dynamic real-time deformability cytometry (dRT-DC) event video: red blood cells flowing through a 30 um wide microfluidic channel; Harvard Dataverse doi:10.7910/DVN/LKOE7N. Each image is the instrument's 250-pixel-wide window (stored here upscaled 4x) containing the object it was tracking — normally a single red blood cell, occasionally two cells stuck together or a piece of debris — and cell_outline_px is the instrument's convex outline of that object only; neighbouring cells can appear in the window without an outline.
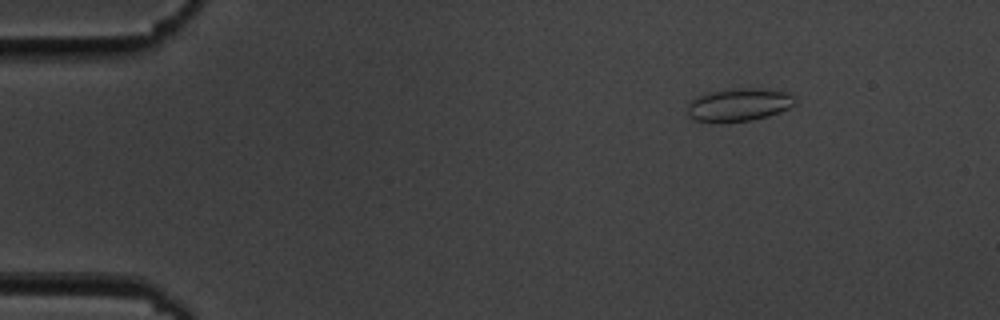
{"species": "common noctule bat (a hibernating species)", "species_latin": "Nyctalus noctula", "temperature_condition": "cold", "stored_images_in_passage": 56, "camera_frame_rate_fps": 3000, "um_per_image_px": 0.085, "animal": {"sex": "male", "body_mass_g": 19.5, "forearm_length_mm": 54.6}, "frame": {"image": 1, "passage_image": 8, "time_ms": 2.333, "image_size_px": [1000, 320], "cell_outline_px": [[796, 104], [780, 112], [768, 116], [752, 120], [696, 120], [688, 116], [688, 104], [692, 100], [708, 92], [736, 88], [756, 88], [788, 92], [796, 100]], "centroid_in_image_um": [62.86, 8.87], "position_along_channel_um": 22.1, "area_um2": 20.06}}
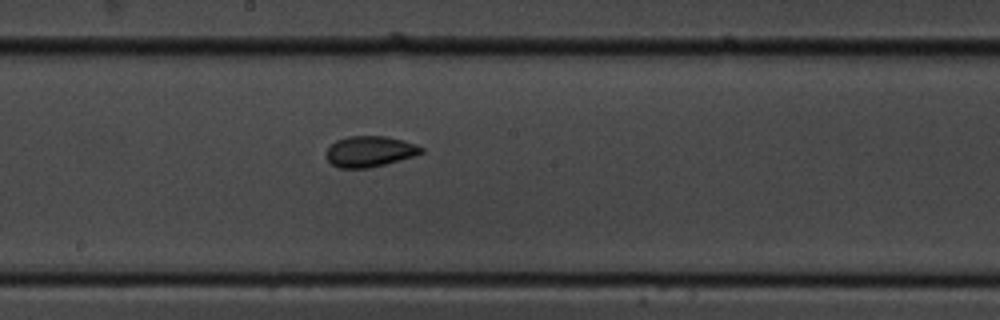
{"frame": {"image": 2, "passage_image": 31, "time_ms": 10.0, "image_size_px": [1000, 320], "cell_outline_px": [[424, 152], [412, 156], [384, 164], [368, 168], [340, 168], [332, 164], [324, 156], [324, 152], [336, 140], [348, 136], [388, 136], [404, 140], [416, 144], [424, 148]], "centroid_in_image_um": [31.4, 12.86], "position_along_channel_um": 216.8, "area_um2": 17.11}}
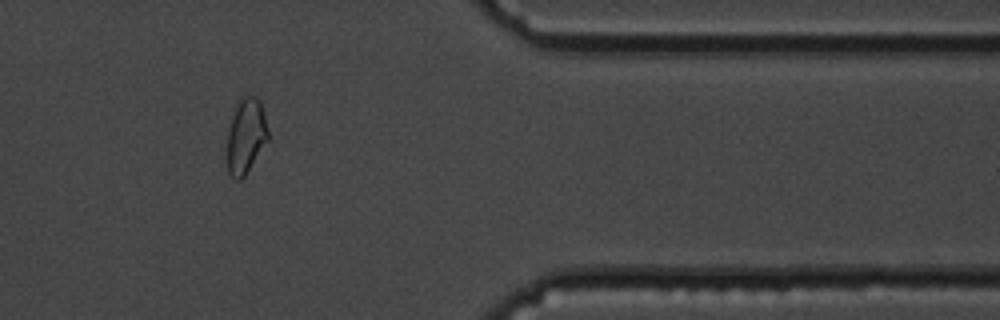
{"frame": {"image": 3, "passage_image": 47, "time_ms": 15.333, "image_size_px": [1000, 320], "cell_outline_px": [[268, 140], [244, 176], [240, 180], [236, 180], [228, 172], [228, 132], [232, 116], [244, 92], [256, 96], [260, 100], [264, 112], [268, 132]], "centroid_in_image_um": [20.92, 11.5], "position_along_channel_um": 390.5, "area_um2": 17.74}, "authors_computed_cell_mechanics": {"area_um2": 17.8024, "velocity_mm_per_s": 3.6051, "shape_relaxation_time_tau1_ms": 3.7922, "shape_relaxation_time_tau2_ms": 3.2806, "deformation_change_tau1": 0.075, "deformation_change_tau2": 0.0542}}